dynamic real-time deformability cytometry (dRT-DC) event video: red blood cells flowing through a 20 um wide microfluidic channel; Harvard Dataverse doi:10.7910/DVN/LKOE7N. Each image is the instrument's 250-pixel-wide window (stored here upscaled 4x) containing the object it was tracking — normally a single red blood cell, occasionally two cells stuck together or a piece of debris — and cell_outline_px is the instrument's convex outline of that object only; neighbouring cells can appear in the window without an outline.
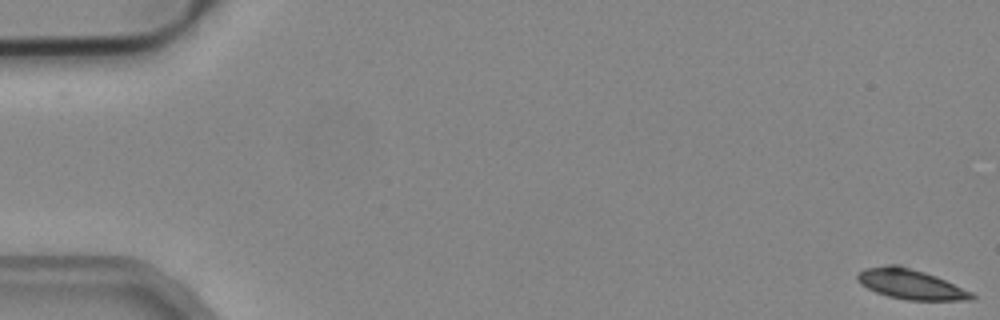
{"species": "common noctule bat (a hibernating species)", "species_latin": "Nyctalus noctula", "temperature_condition": "cold", "stored_images_in_passage": 54, "camera_frame_rate_fps": 3000, "um_per_image_px": 0.085, "animal": {"sex": "male", "body_mass_g": 19.2, "forearm_length_mm": 51.8}, "frame": {"image": 1, "passage_image": 1, "time_ms": 0.0, "image_size_px": [1000, 320], "cell_outline_px": [[976, 296], [972, 300], [908, 300], [888, 296], [876, 292], [860, 284], [856, 280], [856, 276], [864, 268], [888, 264], [900, 264], [936, 276], [972, 292]], "centroid_in_image_um": [77.38, 24.14], "position_along_channel_um": 7.6, "area_um2": 20.0}}
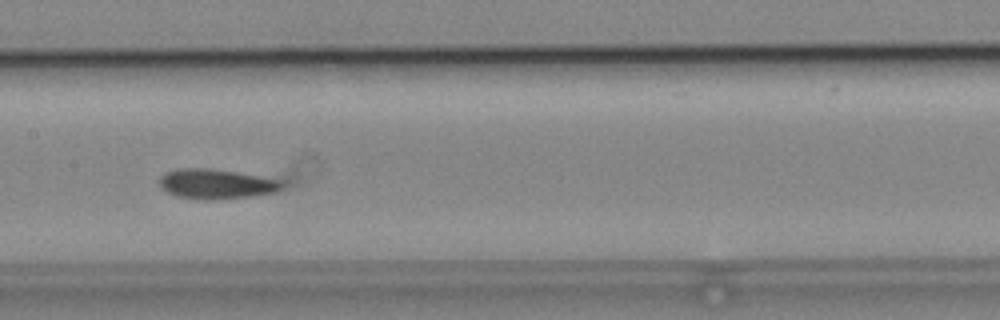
{"frame": {"image": 2, "passage_image": 27, "time_ms": 8.667, "image_size_px": [1000, 320], "cell_outline_px": [[296, 184], [292, 188], [280, 192], [252, 196], [212, 200], [208, 200], [176, 196], [160, 188], [160, 176], [164, 172], [180, 168], [208, 168], [284, 172], [296, 176]], "centroid_in_image_um": [19.05, 15.55], "position_along_channel_um": 188.4, "area_um2": 24.97}}
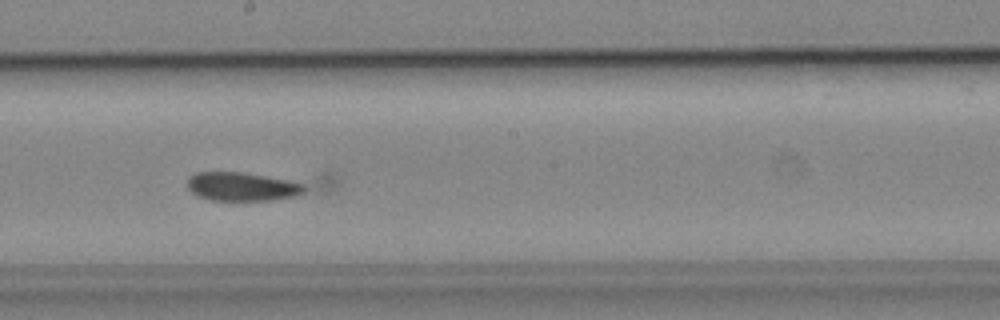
{"frame": {"image": 3, "passage_image": 30, "time_ms": 9.667, "image_size_px": [1000, 320], "cell_outline_px": [[340, 184], [336, 188], [328, 192], [268, 200], [212, 200], [200, 196], [192, 192], [188, 188], [188, 176], [196, 172], [332, 172], [340, 180]], "centroid_in_image_um": [22.13, 15.71], "position_along_channel_um": 226.1, "area_um2": 26.88}}